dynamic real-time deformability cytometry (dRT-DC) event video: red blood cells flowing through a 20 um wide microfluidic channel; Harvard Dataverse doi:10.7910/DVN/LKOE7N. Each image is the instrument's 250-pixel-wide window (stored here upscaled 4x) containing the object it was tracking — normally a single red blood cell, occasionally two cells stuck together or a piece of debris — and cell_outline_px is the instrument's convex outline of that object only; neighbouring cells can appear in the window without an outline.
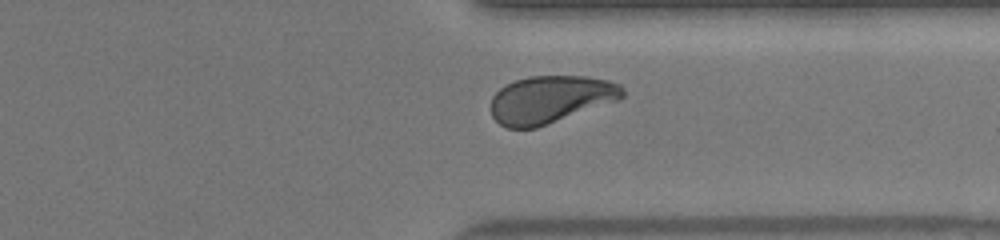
{"species": "human", "species_latin": "Homo sapiens", "temperature_condition": "warm", "stored_images_in_passage": 34, "camera_frame_rate_fps": 3000, "um_per_image_px": 0.085, "donor": {"sex": "female"}, "frame": {"image": 1, "passage_image": 29, "time_ms": 9.333, "image_size_px": [1000, 240], "cell_outline_px": [[624, 96], [620, 100], [536, 128], [508, 128], [500, 124], [492, 116], [492, 96], [500, 88], [516, 80], [528, 76], [588, 76], [608, 80], [620, 84], [624, 88]], "centroid_in_image_um": [46.83, 8.44], "position_along_channel_um": 364.6, "area_um2": 36.53}, "authors_computed_cell_mechanics": {"area_um2": 36.7319, "velocity_mm_per_s": 4.0629, "shape_relaxation_time_tau1_ms": 4.3209, "shape_relaxation_time_tau2_ms": 0.8204, "deformation_change_tau1": 0.1782, "deformation_change_tau2": 0.0665}}